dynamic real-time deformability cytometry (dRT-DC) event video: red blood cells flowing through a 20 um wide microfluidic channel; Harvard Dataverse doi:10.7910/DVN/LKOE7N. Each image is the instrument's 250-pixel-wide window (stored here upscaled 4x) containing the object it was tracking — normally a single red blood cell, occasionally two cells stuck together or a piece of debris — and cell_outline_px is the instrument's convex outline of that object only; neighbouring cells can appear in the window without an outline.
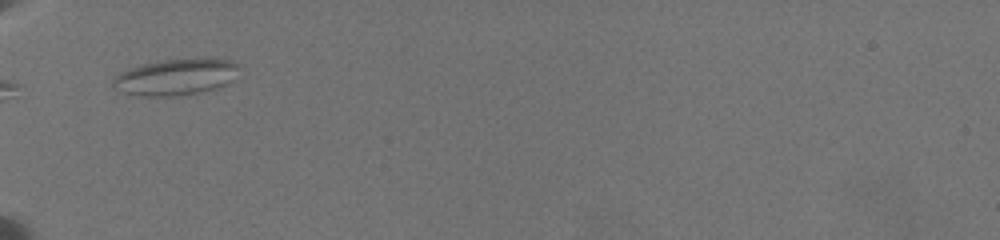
{"species": "common noctule bat (a hibernating species)", "species_latin": "Nyctalus noctula", "temperature_condition": "warm", "stored_images_in_passage": 5, "camera_frame_rate_fps": 3000, "um_per_image_px": 0.085, "animal": {"sex": "female", "body_mass_g": 19.5, "forearm_length_mm": 54.1}, "frame": {"image": 1, "passage_image": 1, "time_ms": 0.0, "image_size_px": [1000, 240], "cell_outline_px": [[236, 68], [232, 80], [228, 84], [216, 88], [196, 92], [168, 96], [144, 96], [124, 92], [112, 88], [112, 80], [120, 72], [128, 68], [140, 64], [160, 60], [208, 56], [232, 60], [236, 64]], "centroid_in_image_um": [14.92, 6.5], "position_along_channel_um": 70.1, "area_um2": 26.93}}